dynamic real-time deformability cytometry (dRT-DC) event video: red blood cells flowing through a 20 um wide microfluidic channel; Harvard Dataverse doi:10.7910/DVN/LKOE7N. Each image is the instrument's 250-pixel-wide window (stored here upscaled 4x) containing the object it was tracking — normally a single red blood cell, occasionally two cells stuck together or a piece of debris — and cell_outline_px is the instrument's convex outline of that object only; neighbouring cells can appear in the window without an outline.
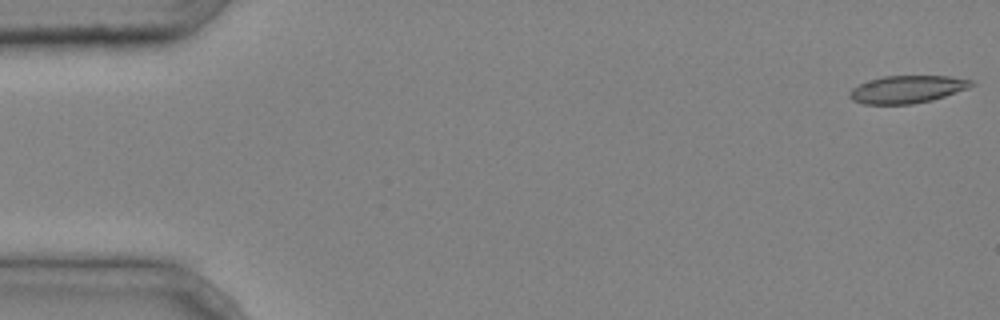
{"species": "common noctule bat (a hibernating species)", "species_latin": "Nyctalus noctula", "temperature_condition": "cold", "stored_images_in_passage": 6, "camera_frame_rate_fps": 3000, "um_per_image_px": 0.085, "animal": {"sex": "male", "body_mass_g": 20.4}, "frame": {"image": 1, "passage_image": 1, "time_ms": 0.0, "image_size_px": [1000, 320], "cell_outline_px": [[976, 84], [968, 88], [932, 100], [912, 104], [864, 104], [852, 100], [848, 96], [848, 92], [852, 88], [860, 84], [884, 76], [952, 76], [972, 80]], "centroid_in_image_um": [77.12, 7.59], "position_along_channel_um": 7.9, "area_um2": 19.48}}
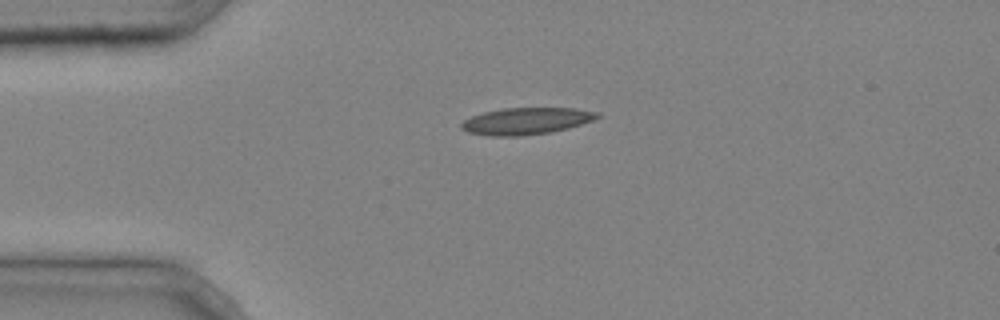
{"frame": {"image": 2, "passage_image": 3, "time_ms": 0.667, "image_size_px": [1000, 320], "cell_outline_px": [[604, 116], [568, 128], [552, 132], [520, 136], [488, 136], [468, 132], [460, 128], [460, 124], [464, 120], [472, 116], [484, 112], [504, 108], [576, 108], [600, 112]], "centroid_in_image_um": [44.75, 10.29], "position_along_channel_um": 40.2, "area_um2": 21.39}}